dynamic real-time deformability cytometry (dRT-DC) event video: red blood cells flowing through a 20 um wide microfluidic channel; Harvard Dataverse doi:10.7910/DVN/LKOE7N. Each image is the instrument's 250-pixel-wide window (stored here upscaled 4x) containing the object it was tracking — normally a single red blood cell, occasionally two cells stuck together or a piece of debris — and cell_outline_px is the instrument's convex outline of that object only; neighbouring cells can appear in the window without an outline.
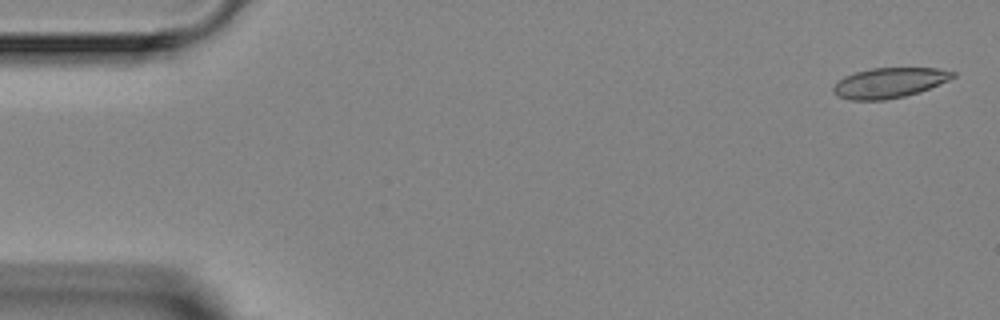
{"species": "Egyptian fruit bat (a non-hibernating species)", "species_latin": "Rousettus aegyptiacus", "temperature_condition": "room temperature", "stored_images_in_passage": 5, "camera_frame_rate_fps": 3000, "um_per_image_px": 0.085, "animal": {"sex": "female"}, "frame": {"image": 1, "passage_image": 1, "time_ms": 0.0, "image_size_px": [1000, 320], "cell_outline_px": [[956, 76], [948, 80], [928, 88], [904, 96], [884, 100], [852, 100], [840, 96], [832, 92], [832, 88], [836, 80], [844, 76], [856, 72], [872, 68], [940, 68], [956, 72]], "centroid_in_image_um": [75.56, 7.02], "position_along_channel_um": 9.4, "area_um2": 20.87}}